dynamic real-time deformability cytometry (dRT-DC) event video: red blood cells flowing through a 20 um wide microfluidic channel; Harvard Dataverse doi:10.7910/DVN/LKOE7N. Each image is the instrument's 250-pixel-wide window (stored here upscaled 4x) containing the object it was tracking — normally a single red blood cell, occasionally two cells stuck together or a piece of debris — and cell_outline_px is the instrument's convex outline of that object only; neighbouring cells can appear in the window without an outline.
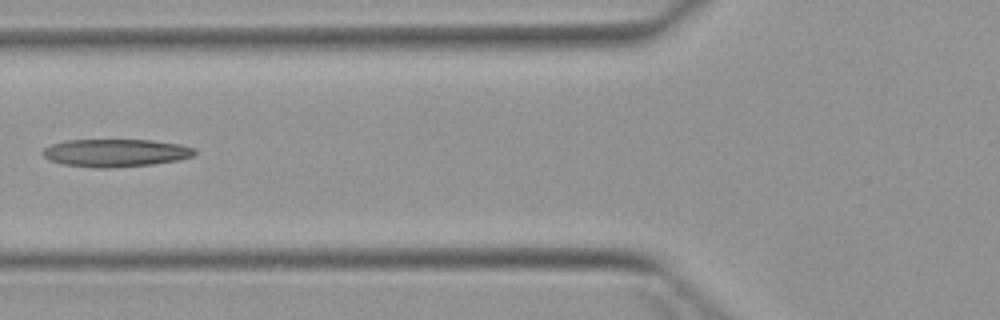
{"species": "Egyptian fruit bat (a non-hibernating species)", "species_latin": "Rousettus aegyptiacus", "temperature_condition": "warm", "stored_images_in_passage": 3, "camera_frame_rate_fps": 3000, "um_per_image_px": 0.085, "animal": {"sex": "female"}, "frame": {"image": 1, "passage_image": 2, "time_ms": 1.333, "image_size_px": [1000, 320], "cell_outline_px": [[196, 156], [180, 160], [152, 164], [112, 168], [96, 168], [60, 164], [48, 160], [40, 152], [44, 148], [52, 144], [68, 140], [152, 140], [180, 144], [196, 148]], "centroid_in_image_um": [9.84, 13.0], "position_along_channel_um": 116.0, "area_um2": 24.91}}
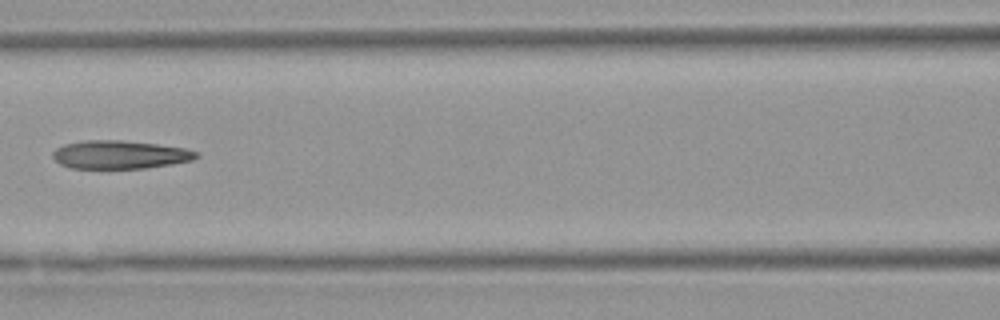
{"frame": {"image": 2, "passage_image": 3, "time_ms": 2.333, "image_size_px": [1000, 320], "cell_outline_px": [[200, 156], [192, 160], [172, 164], [144, 168], [72, 168], [60, 164], [52, 156], [52, 152], [56, 148], [64, 144], [88, 140], [124, 140], [156, 144], [184, 148], [200, 152]], "centroid_in_image_um": [10.21, 13.14], "position_along_channel_um": 156.4, "area_um2": 23.64}}